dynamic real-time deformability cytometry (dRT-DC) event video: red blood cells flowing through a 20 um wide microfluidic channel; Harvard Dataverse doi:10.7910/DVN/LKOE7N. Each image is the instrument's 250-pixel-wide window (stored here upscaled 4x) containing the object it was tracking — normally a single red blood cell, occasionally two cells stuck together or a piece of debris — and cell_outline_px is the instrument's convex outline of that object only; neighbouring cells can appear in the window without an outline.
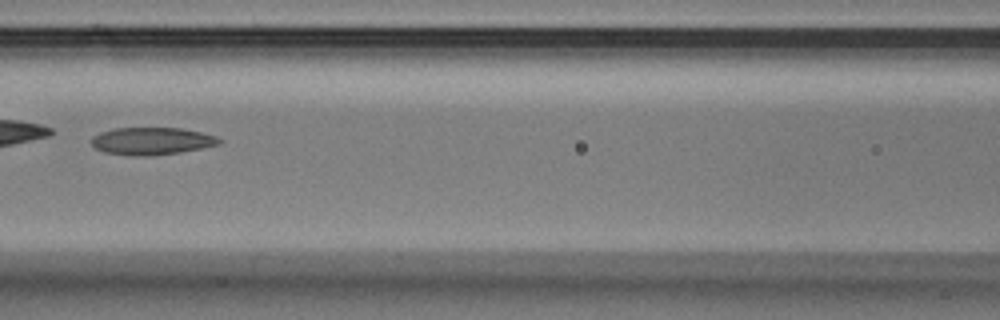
{"species": "Egyptian fruit bat (a non-hibernating species)", "species_latin": "Rousettus aegyptiacus", "temperature_condition": "warm", "stored_images_in_passage": 37, "camera_frame_rate_fps": 3000, "um_per_image_px": 0.085, "animal": {"sex": "male"}, "frame": {"image": 1, "passage_image": 16, "time_ms": 5.0, "image_size_px": [1000, 320], "cell_outline_px": [[224, 140], [220, 144], [180, 152], [148, 156], [140, 156], [104, 152], [96, 148], [92, 144], [92, 136], [100, 132], [112, 128], [180, 128], [200, 132], [216, 136]], "centroid_in_image_um": [12.9, 11.98], "position_along_channel_um": 153.7, "area_um2": 20.29}}